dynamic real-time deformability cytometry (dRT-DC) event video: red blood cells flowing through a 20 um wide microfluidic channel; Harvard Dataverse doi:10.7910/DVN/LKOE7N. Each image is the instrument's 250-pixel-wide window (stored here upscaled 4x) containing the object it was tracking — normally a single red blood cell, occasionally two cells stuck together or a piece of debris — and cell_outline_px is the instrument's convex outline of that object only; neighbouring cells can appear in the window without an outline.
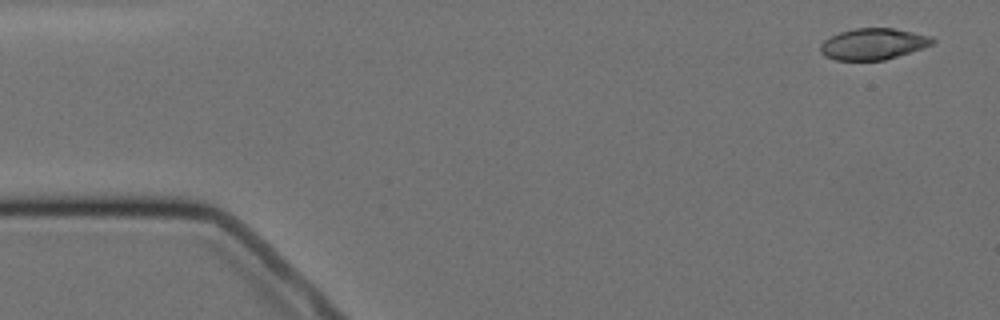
{"species": "Egyptian fruit bat (a non-hibernating species)", "species_latin": "Rousettus aegyptiacus", "temperature_condition": "cold", "stored_images_in_passage": 5, "camera_frame_rate_fps": 3000, "um_per_image_px": 0.085, "animal": {"sex": "female"}, "frame": {"image": 1, "passage_image": 1, "time_ms": 0.0, "image_size_px": [1000, 320], "cell_outline_px": [[936, 40], [932, 44], [924, 48], [884, 60], [836, 60], [824, 56], [820, 52], [820, 44], [824, 40], [840, 32], [856, 28], [892, 28], [932, 36]], "centroid_in_image_um": [74.22, 3.74], "position_along_channel_um": 10.8, "area_um2": 20.4}}
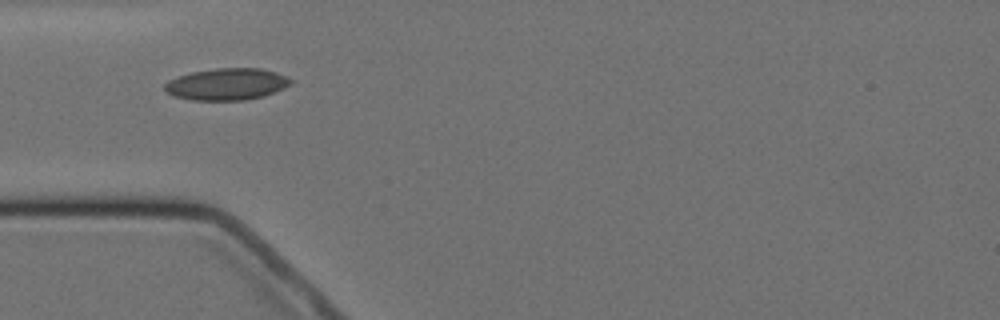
{"frame": {"image": 2, "passage_image": 5, "time_ms": 4.667, "image_size_px": [1000, 320], "cell_outline_px": [[292, 84], [264, 96], [244, 100], [192, 100], [176, 96], [168, 92], [164, 88], [164, 84], [168, 80], [176, 76], [192, 72], [216, 68], [260, 68], [276, 72], [292, 80]], "centroid_in_image_um": [19.27, 7.15], "position_along_channel_um": 65.7, "area_um2": 23.24}}